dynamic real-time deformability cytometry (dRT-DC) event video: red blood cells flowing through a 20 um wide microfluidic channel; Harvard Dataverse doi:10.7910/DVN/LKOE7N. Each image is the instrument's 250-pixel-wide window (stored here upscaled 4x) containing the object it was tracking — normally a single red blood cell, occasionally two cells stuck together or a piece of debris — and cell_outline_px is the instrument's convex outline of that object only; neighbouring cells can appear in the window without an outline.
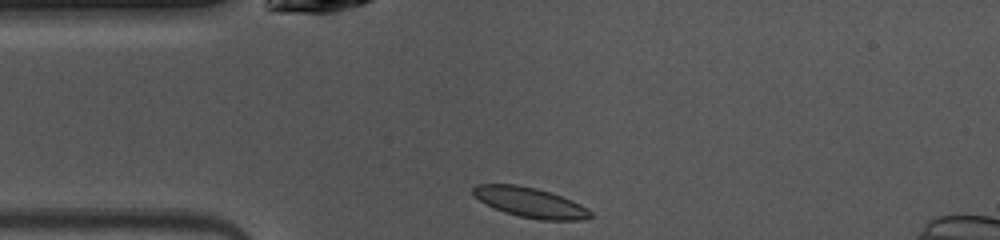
{"species": "common noctule bat (a hibernating species)", "species_latin": "Nyctalus noctula", "temperature_condition": "warm", "stored_images_in_passage": 38, "camera_frame_rate_fps": 3000, "um_per_image_px": 0.085, "animal": {"sex": "female", "body_mass_g": 10.0, "forearm_length_mm": 53.1}, "frame": {"image": 1, "passage_image": 1, "time_ms": 0.0, "image_size_px": [1000, 240], "cell_outline_px": [[592, 216], [580, 220], [540, 220], [520, 216], [504, 212], [480, 200], [472, 192], [472, 188], [476, 184], [516, 184], [536, 188], [572, 200], [588, 208], [592, 212]], "centroid_in_image_um": [45.08, 17.2], "position_along_channel_um": 39.9, "area_um2": 20.23}}
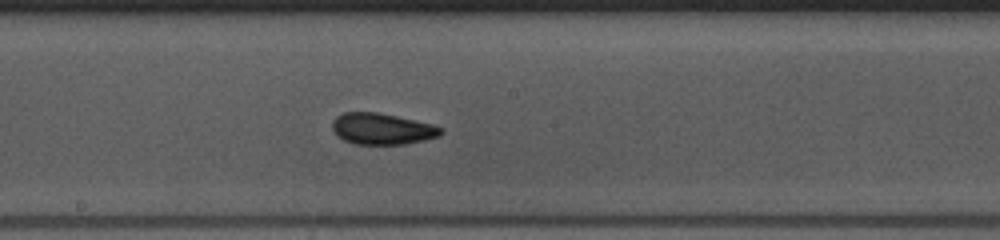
{"frame": {"image": 2, "passage_image": 15, "time_ms": 4.667, "image_size_px": [1000, 240], "cell_outline_px": [[444, 132], [440, 136], [424, 140], [404, 144], [356, 144], [344, 140], [336, 136], [332, 128], [332, 120], [336, 116], [344, 112], [376, 112], [396, 116], [432, 124], [444, 128]], "centroid_in_image_um": [32.47, 10.95], "position_along_channel_um": 215.7, "area_um2": 19.88}}
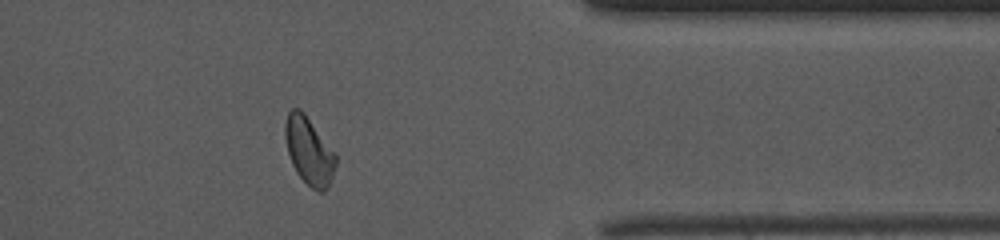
{"frame": {"image": 3, "passage_image": 29, "time_ms": 9.333, "image_size_px": [1000, 240], "cell_outline_px": [[336, 164], [332, 176], [324, 192], [320, 192], [312, 188], [296, 172], [292, 164], [288, 152], [284, 136], [284, 124], [288, 112], [292, 108], [300, 108], [304, 112], [336, 152]], "centroid_in_image_um": [26.26, 12.78], "position_along_channel_um": 385.1, "area_um2": 19.94}}